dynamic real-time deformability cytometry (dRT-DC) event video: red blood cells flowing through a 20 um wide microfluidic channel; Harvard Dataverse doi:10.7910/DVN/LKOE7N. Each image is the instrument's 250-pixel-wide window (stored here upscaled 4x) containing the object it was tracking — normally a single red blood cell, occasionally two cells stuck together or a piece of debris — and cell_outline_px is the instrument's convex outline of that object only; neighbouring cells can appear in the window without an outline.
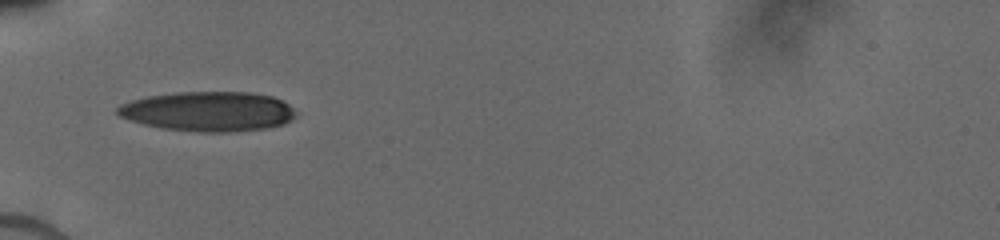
{"species": "human", "species_latin": "Homo sapiens", "temperature_condition": "cold", "stored_images_in_passage": 25, "camera_frame_rate_fps": 3000, "um_per_image_px": 0.085, "donor": {"sex": "male"}, "frame": {"image": 1, "passage_image": 1, "time_ms": 0.0, "image_size_px": [1000, 240], "cell_outline_px": [[300, 112], [292, 120], [284, 124], [268, 128], [228, 132], [196, 132], [164, 128], [144, 124], [120, 116], [116, 112], [116, 108], [120, 104], [132, 100], [148, 96], [176, 92], [252, 92], [272, 96], [288, 104]], "centroid_in_image_um": [17.76, 9.47], "position_along_channel_um": 67.2, "area_um2": 41.5}}
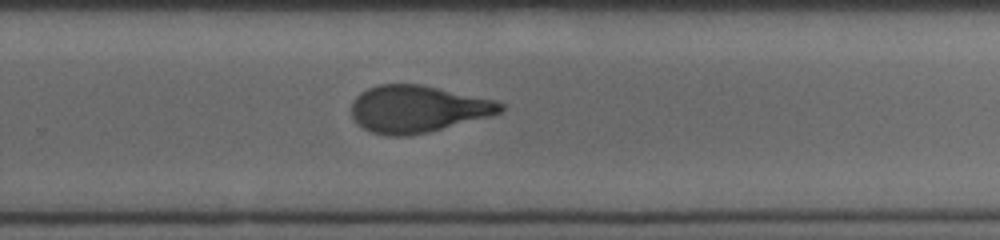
{"frame": {"image": 2, "passage_image": 11, "time_ms": 5.667, "image_size_px": [1000, 240], "cell_outline_px": [[504, 108], [500, 112], [488, 116], [428, 132], [408, 136], [384, 136], [372, 132], [364, 128], [352, 116], [352, 104], [356, 96], [360, 92], [368, 88], [380, 84], [420, 84], [496, 100], [504, 104]], "centroid_in_image_um": [35.48, 9.26], "position_along_channel_um": 294.3, "area_um2": 40.52}}
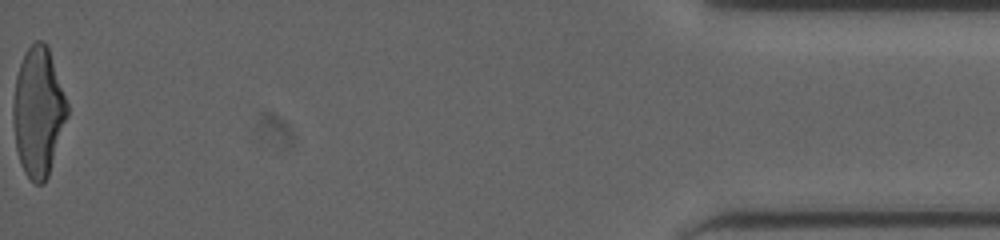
{"frame": {"image": 3, "passage_image": 25, "time_ms": 11.0, "image_size_px": [1000, 240], "cell_outline_px": [[68, 116], [48, 176], [44, 184], [36, 184], [24, 172], [20, 164], [16, 148], [12, 116], [12, 108], [16, 76], [24, 52], [36, 40], [44, 40], [48, 44], [68, 104]], "centroid_in_image_um": [3.25, 9.48], "position_along_channel_um": 431.9, "area_um2": 40.98}}